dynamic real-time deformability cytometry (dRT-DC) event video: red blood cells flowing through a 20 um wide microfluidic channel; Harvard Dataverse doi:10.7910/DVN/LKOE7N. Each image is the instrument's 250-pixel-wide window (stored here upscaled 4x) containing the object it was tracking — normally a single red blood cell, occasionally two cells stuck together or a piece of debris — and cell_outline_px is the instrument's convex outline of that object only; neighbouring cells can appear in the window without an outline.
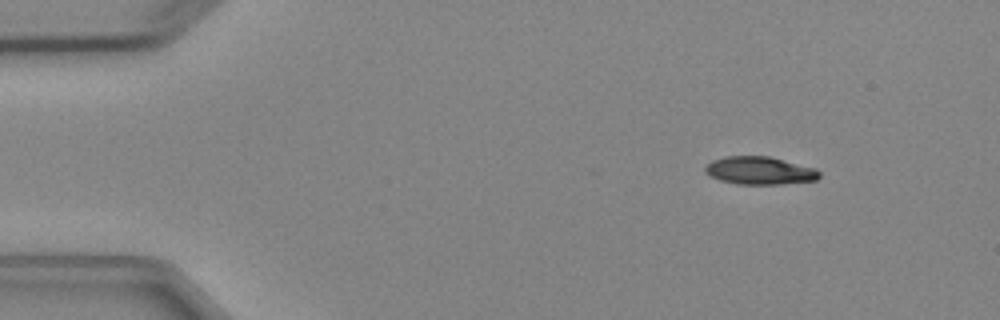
{"species": "Egyptian fruit bat (a non-hibernating species)", "species_latin": "Rousettus aegyptiacus", "temperature_condition": "cold", "stored_images_in_passage": 6, "camera_frame_rate_fps": 3000, "um_per_image_px": 0.085, "animal": {"sex": "female"}, "frame": {"image": 1, "passage_image": 1, "time_ms": 0.0, "image_size_px": [1000, 320], "cell_outline_px": [[820, 176], [816, 180], [780, 184], [736, 184], [720, 180], [704, 172], [704, 168], [712, 160], [724, 156], [768, 156], [816, 168], [820, 172]], "centroid_in_image_um": [64.57, 14.5], "position_along_channel_um": 20.4, "area_um2": 18.5}}
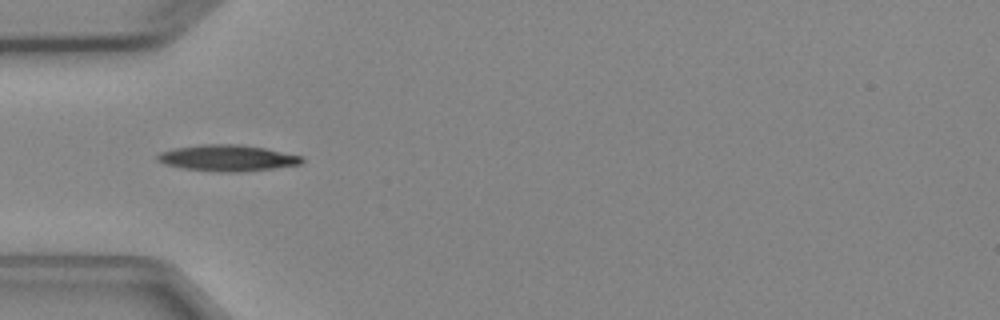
{"frame": {"image": 2, "passage_image": 3, "time_ms": 3.333, "image_size_px": [1000, 320], "cell_outline_px": [[304, 160], [300, 164], [272, 168], [240, 172], [216, 172], [180, 168], [164, 164], [156, 160], [156, 156], [160, 152], [172, 148], [200, 144], [236, 144], [264, 148], [300, 156]], "centroid_in_image_um": [19.23, 13.43], "position_along_channel_um": 65.8, "area_um2": 22.08}}
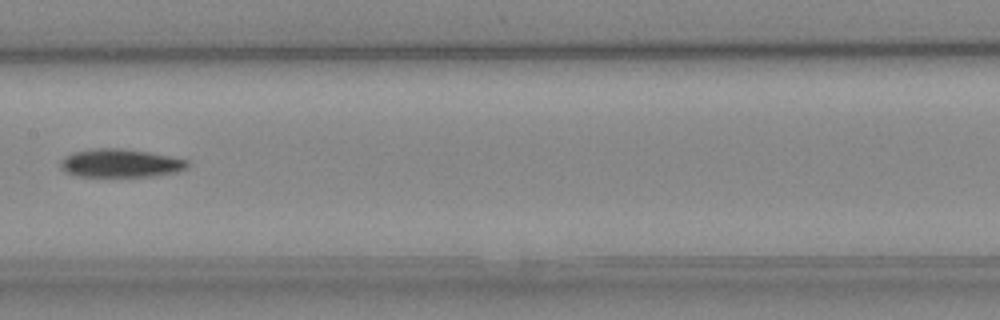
{"frame": {"image": 3, "passage_image": 6, "time_ms": 6.667, "image_size_px": [1000, 320], "cell_outline_px": [[188, 168], [176, 172], [152, 176], [76, 176], [64, 172], [60, 168], [60, 160], [64, 156], [72, 152], [96, 148], [120, 148], [148, 152], [188, 160]], "centroid_in_image_um": [10.18, 13.87], "position_along_channel_um": 197.2, "area_um2": 20.98}}